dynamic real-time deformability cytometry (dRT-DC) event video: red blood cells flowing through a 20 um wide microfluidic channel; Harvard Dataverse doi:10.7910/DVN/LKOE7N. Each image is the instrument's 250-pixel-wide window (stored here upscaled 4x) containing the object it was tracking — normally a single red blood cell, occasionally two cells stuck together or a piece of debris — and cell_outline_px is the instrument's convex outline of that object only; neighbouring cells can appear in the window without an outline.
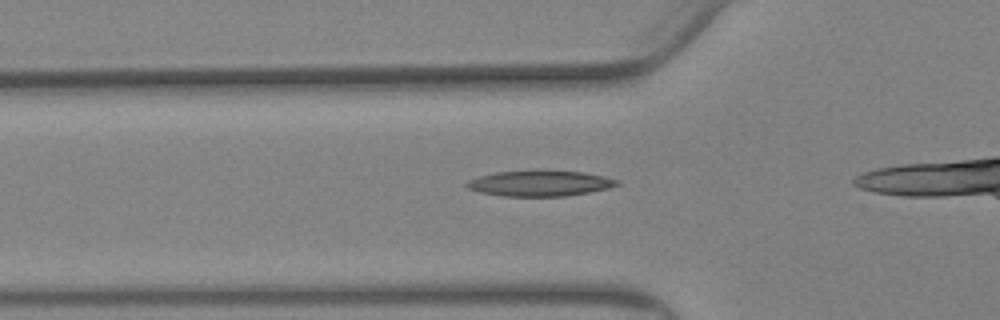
{"species": "Egyptian fruit bat (a non-hibernating species)", "species_latin": "Rousettus aegyptiacus", "temperature_condition": "warm", "stored_images_in_passage": 41, "camera_frame_rate_fps": 3000, "um_per_image_px": 0.085, "animal": {"sex": "female"}, "frame": {"image": 1, "passage_image": 13, "time_ms": 4.0, "image_size_px": [1000, 320], "cell_outline_px": [[620, 184], [608, 188], [588, 192], [564, 196], [504, 196], [480, 192], [468, 188], [464, 184], [468, 180], [480, 176], [496, 172], [532, 168], [540, 168], [584, 172], [604, 176], [620, 180]], "centroid_in_image_um": [45.89, 15.54], "position_along_channel_um": 79.9, "area_um2": 23.18}}
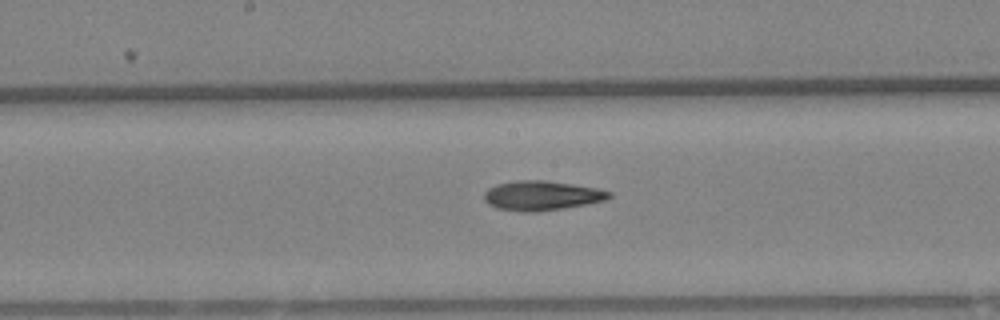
{"frame": {"image": 2, "passage_image": 24, "time_ms": 7.667, "image_size_px": [1000, 320], "cell_outline_px": [[612, 196], [604, 200], [588, 204], [564, 208], [536, 212], [520, 212], [496, 208], [488, 204], [484, 200], [484, 192], [488, 188], [496, 184], [516, 180], [544, 180], [572, 184], [596, 188], [612, 192]], "centroid_in_image_um": [46.01, 16.63], "position_along_channel_um": 202.2, "area_um2": 21.68}}
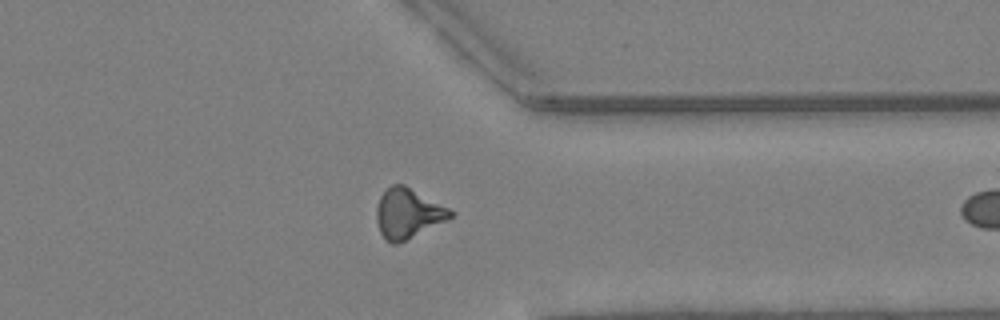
{"frame": {"image": 3, "passage_image": 40, "time_ms": 13.0, "image_size_px": [1000, 320], "cell_outline_px": [[456, 212], [448, 220], [396, 244], [392, 244], [384, 240], [380, 232], [376, 220], [376, 208], [380, 196], [392, 184], [404, 184]], "centroid_in_image_um": [34.66, 18.14], "position_along_channel_um": 376.7, "area_um2": 21.39}}